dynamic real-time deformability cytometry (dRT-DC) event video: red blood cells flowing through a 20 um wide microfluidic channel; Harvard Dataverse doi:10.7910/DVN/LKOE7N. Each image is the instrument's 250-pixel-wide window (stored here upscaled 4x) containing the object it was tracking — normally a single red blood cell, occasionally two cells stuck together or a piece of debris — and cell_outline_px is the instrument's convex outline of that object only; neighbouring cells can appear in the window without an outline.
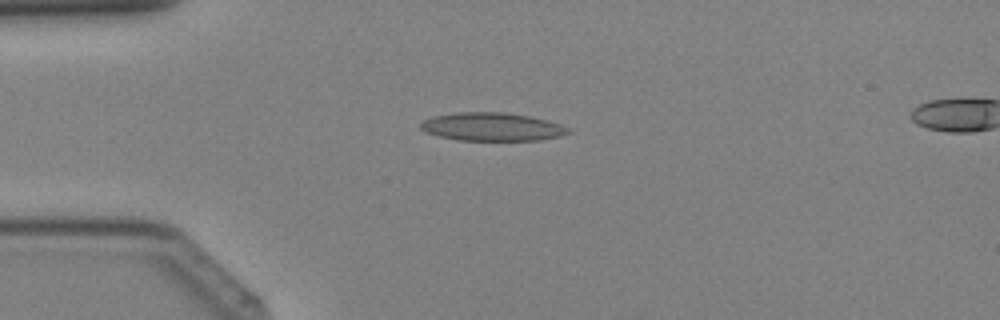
{"species": "Egyptian fruit bat (a non-hibernating species)", "species_latin": "Rousettus aegyptiacus", "temperature_condition": "cold", "stored_images_in_passage": 30, "camera_frame_rate_fps": 3000, "um_per_image_px": 0.085, "animal": {"sex": "female"}, "frame": {"image": 1, "passage_image": 4, "time_ms": 1.0, "image_size_px": [1000, 320], "cell_outline_px": [[572, 132], [560, 136], [540, 140], [460, 140], [440, 136], [424, 132], [420, 128], [420, 124], [424, 120], [432, 116], [456, 112], [504, 112], [532, 116], [548, 120], [560, 124], [568, 128]], "centroid_in_image_um": [41.83, 10.77], "position_along_channel_um": 43.2, "area_um2": 24.39}}
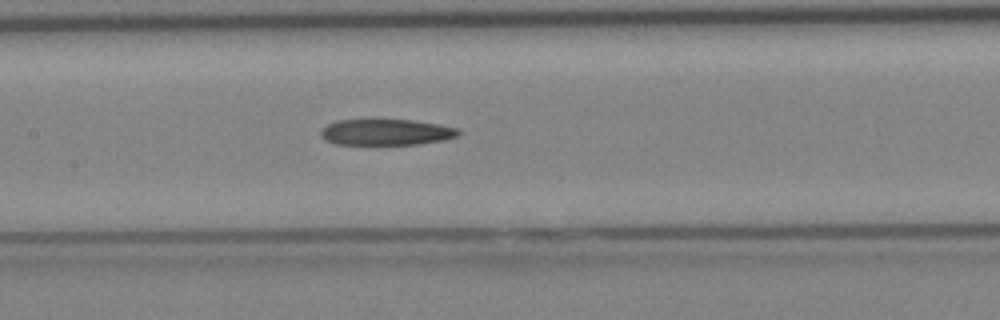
{"frame": {"image": 2, "passage_image": 13, "time_ms": 4.0, "image_size_px": [1000, 320], "cell_outline_px": [[460, 132], [456, 136], [444, 140], [416, 144], [336, 144], [324, 140], [320, 132], [328, 124], [336, 120], [364, 116], [376, 116], [412, 120], [440, 124], [460, 128]], "centroid_in_image_um": [32.78, 11.16], "position_along_channel_um": 174.6, "area_um2": 22.08}}
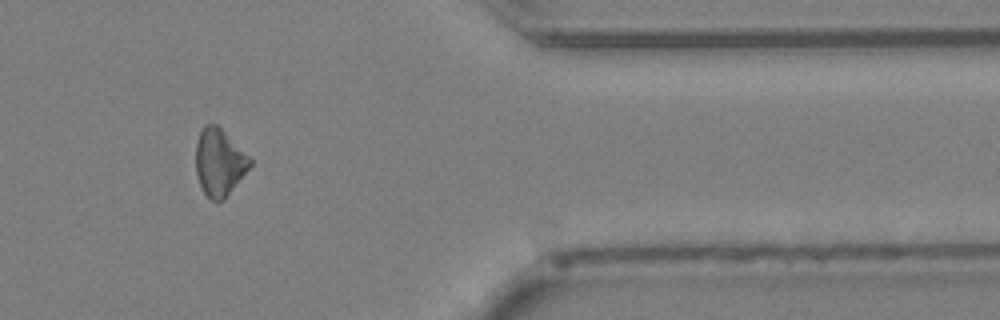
{"frame": {"image": 3, "passage_image": 27, "time_ms": 8.667, "image_size_px": [1000, 320], "cell_outline_px": [[252, 164], [224, 200], [212, 200], [204, 192], [200, 184], [196, 172], [196, 144], [200, 132], [204, 124], [216, 124], [252, 160]], "centroid_in_image_um": [18.62, 13.8], "position_along_channel_um": 392.8, "area_um2": 20.69}}